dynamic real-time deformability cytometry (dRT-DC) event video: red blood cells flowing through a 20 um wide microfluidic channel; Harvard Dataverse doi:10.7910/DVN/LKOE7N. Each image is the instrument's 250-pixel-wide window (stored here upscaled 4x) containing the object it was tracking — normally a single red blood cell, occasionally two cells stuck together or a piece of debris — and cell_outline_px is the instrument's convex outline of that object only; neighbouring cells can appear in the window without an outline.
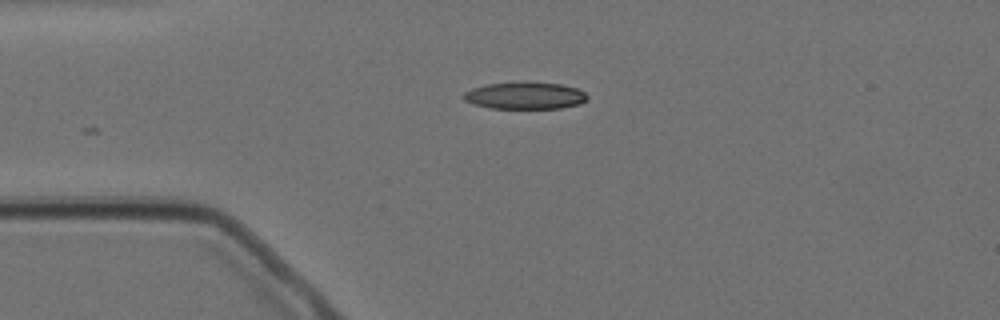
{"species": "Egyptian fruit bat (a non-hibernating species)", "species_latin": "Rousettus aegyptiacus", "temperature_condition": "cold", "stored_images_in_passage": 3, "camera_frame_rate_fps": 3000, "um_per_image_px": 0.085, "animal": {"sex": "female"}, "frame": {"image": 1, "passage_image": 3, "time_ms": 3.333, "image_size_px": [1000, 320], "cell_outline_px": [[588, 100], [580, 104], [560, 108], [488, 108], [464, 100], [460, 96], [464, 92], [472, 88], [484, 84], [512, 80], [528, 80], [560, 84], [576, 88], [584, 92], [588, 96]], "centroid_in_image_um": [44.59, 8.08], "position_along_channel_um": 40.4, "area_um2": 20.23}}